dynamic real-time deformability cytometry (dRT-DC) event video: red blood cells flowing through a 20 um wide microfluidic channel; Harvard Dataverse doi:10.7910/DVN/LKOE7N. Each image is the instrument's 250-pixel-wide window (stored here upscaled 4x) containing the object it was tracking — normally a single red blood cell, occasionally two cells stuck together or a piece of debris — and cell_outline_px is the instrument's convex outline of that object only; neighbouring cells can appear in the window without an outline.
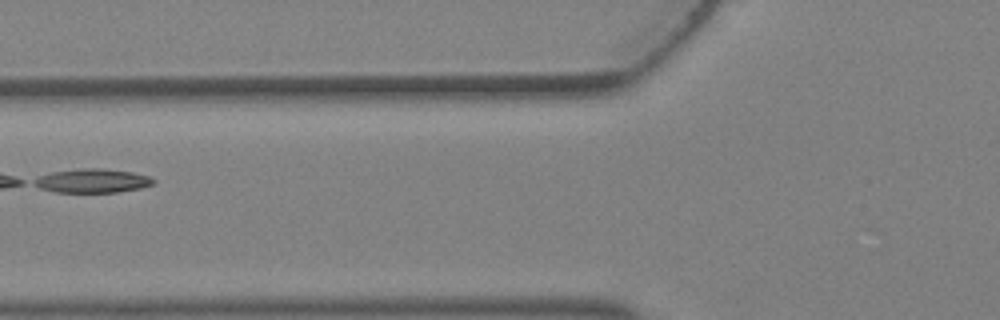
{"species": "Egyptian fruit bat (a non-hibernating species)", "species_latin": "Rousettus aegyptiacus", "temperature_condition": "warm", "stored_images_in_passage": 4, "camera_frame_rate_fps": 3000, "um_per_image_px": 0.085, "animal": {"sex": "female"}, "frame": {"image": 1, "passage_image": 4, "time_ms": 1.0, "image_size_px": [1000, 320], "cell_outline_px": [[156, 180], [152, 184], [140, 188], [116, 192], [56, 192], [40, 188], [32, 184], [32, 180], [40, 176], [52, 172], [84, 168], [100, 168], [132, 172], [148, 176]], "centroid_in_image_um": [7.83, 15.37], "position_along_channel_um": 118.0, "area_um2": 16.47}}